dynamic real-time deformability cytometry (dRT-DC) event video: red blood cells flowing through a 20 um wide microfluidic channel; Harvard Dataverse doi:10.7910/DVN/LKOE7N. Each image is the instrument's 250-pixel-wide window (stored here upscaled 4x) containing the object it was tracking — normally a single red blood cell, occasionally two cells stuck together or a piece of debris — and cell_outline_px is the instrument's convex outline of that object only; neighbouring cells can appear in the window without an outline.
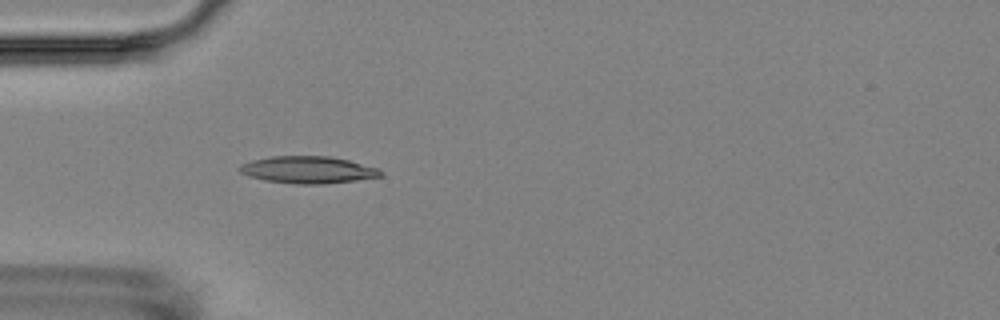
{"species": "Egyptian fruit bat (a non-hibernating species)", "species_latin": "Rousettus aegyptiacus", "temperature_condition": "room temperature", "stored_images_in_passage": 4, "camera_frame_rate_fps": 3000, "um_per_image_px": 0.085, "animal": {"sex": "female"}, "frame": {"image": 1, "passage_image": 4, "time_ms": 4.333, "image_size_px": [1000, 320], "cell_outline_px": [[384, 176], [356, 180], [324, 184], [296, 184], [264, 180], [248, 176], [240, 172], [236, 168], [240, 164], [252, 160], [272, 156], [332, 156], [380, 168], [384, 172]], "centroid_in_image_um": [26.19, 14.43], "position_along_channel_um": 58.8, "area_um2": 22.54}}